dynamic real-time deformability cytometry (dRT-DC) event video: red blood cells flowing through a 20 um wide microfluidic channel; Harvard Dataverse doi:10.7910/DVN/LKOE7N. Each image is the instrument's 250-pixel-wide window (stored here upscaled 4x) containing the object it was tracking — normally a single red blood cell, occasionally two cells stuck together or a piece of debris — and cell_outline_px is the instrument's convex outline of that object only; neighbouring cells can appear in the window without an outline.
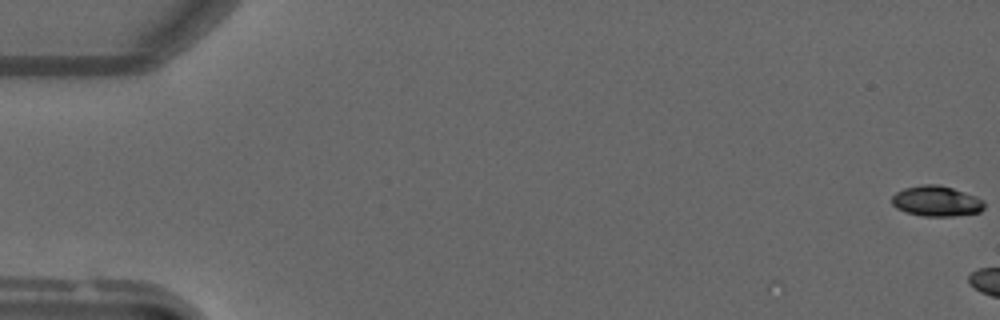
{"species": "common noctule bat (a hibernating species)", "species_latin": "Nyctalus noctula", "temperature_condition": "warm", "stored_images_in_passage": 2, "camera_frame_rate_fps": 3000, "um_per_image_px": 0.085, "animal": {"sex": "male", "forearm_length_mm": 52.5}, "frame": {"image": 1, "passage_image": 2, "time_ms": 0.333, "image_size_px": [1000, 320], "cell_outline_px": [[984, 208], [980, 212], [952, 216], [920, 216], [904, 212], [896, 208], [892, 204], [892, 196], [896, 192], [904, 188], [920, 184], [936, 184], [952, 188], [984, 200]], "centroid_in_image_um": [79.55, 17.1], "position_along_channel_um": 5.4, "area_um2": 16.42}}